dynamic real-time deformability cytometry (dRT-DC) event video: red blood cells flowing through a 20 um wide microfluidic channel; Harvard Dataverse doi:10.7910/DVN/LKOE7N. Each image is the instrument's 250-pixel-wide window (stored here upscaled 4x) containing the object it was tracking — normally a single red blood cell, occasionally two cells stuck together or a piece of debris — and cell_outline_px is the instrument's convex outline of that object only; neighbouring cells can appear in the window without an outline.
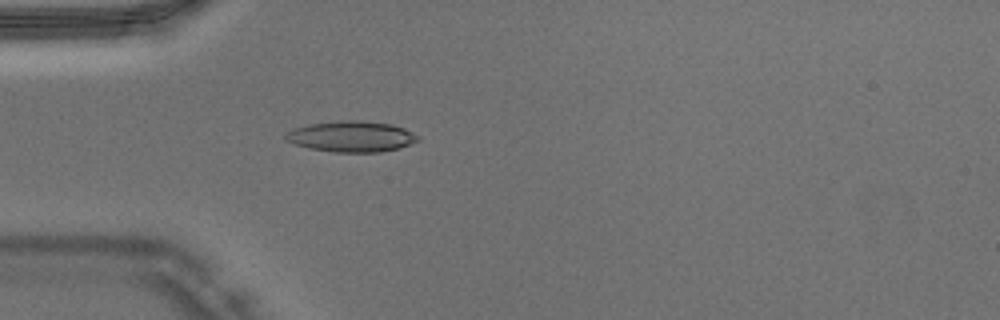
{"species": "Egyptian fruit bat (a non-hibernating species)", "species_latin": "Rousettus aegyptiacus", "temperature_condition": "warm", "stored_images_in_passage": 39, "camera_frame_rate_fps": 3000, "um_per_image_px": 0.085, "animal": {"sex": "male"}, "frame": {"image": 1, "passage_image": 7, "time_ms": 2.0, "image_size_px": [1000, 320], "cell_outline_px": [[420, 140], [400, 148], [380, 152], [336, 152], [308, 148], [284, 140], [284, 136], [292, 128], [308, 124], [344, 120], [356, 120], [392, 124], [404, 128], [420, 136]], "centroid_in_image_um": [29.88, 11.6], "position_along_channel_um": 55.1, "area_um2": 23.87}}
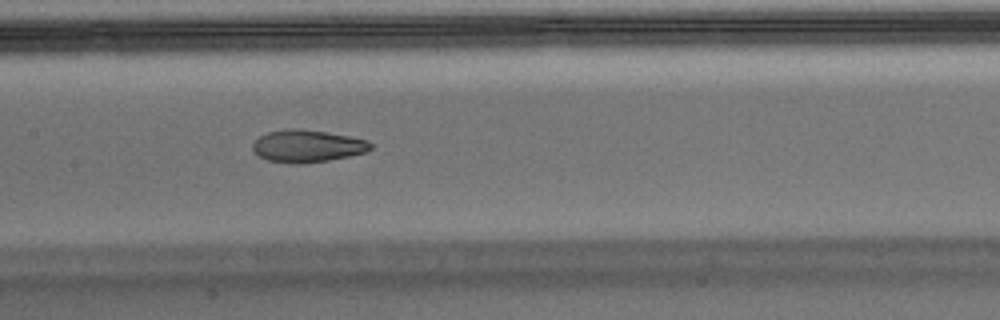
{"frame": {"image": 2, "passage_image": 16, "time_ms": 5.0, "image_size_px": [1000, 320], "cell_outline_px": [[372, 148], [368, 152], [328, 160], [304, 164], [292, 164], [268, 160], [260, 156], [252, 148], [252, 144], [260, 136], [268, 132], [288, 128], [296, 128], [328, 132], [368, 140], [372, 144]], "centroid_in_image_um": [26.14, 12.41], "position_along_channel_um": 181.3, "area_um2": 22.25}}
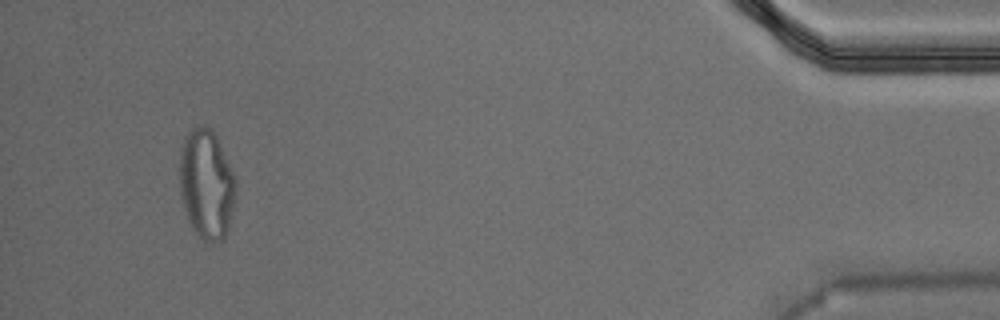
{"frame": {"image": 3, "passage_image": 37, "time_ms": 12.0, "image_size_px": [1000, 320], "cell_outline_px": [[236, 188], [228, 232], [224, 240], [208, 244], [204, 244], [192, 228], [188, 220], [180, 196], [180, 148], [184, 136], [196, 124], [204, 124], [212, 128], [216, 136], [236, 180]], "centroid_in_image_um": [17.53, 15.68], "position_along_channel_um": 417.7, "area_um2": 36.47}}